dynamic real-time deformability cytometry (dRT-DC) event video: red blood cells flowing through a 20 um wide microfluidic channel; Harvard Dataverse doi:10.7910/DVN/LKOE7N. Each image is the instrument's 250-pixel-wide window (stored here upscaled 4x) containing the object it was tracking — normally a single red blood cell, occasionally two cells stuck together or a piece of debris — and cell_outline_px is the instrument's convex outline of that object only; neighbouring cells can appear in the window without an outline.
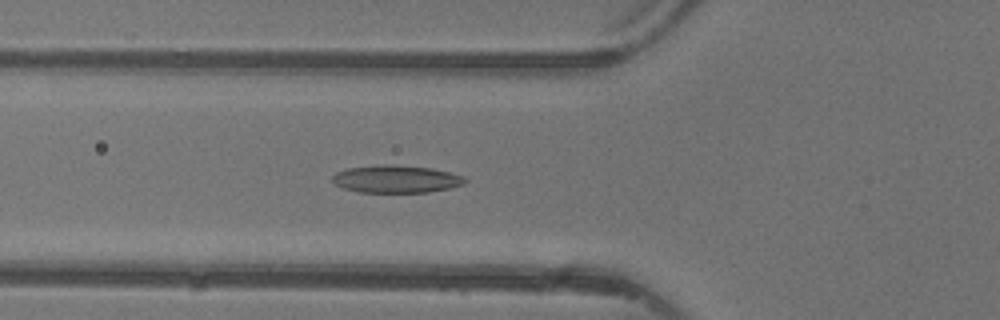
{"species": "common noctule bat (a hibernating species)", "species_latin": "Nyctalus noctula", "temperature_condition": "warm", "stored_images_in_passage": 36, "camera_frame_rate_fps": 3000, "um_per_image_px": 0.085, "animal": {"sex": "female"}, "frame": {"image": 1, "passage_image": 8, "time_ms": 2.333, "image_size_px": [1000, 320], "cell_outline_px": [[468, 180], [464, 184], [448, 188], [428, 192], [360, 192], [344, 188], [336, 184], [332, 180], [332, 176], [336, 172], [348, 168], [384, 164], [392, 164], [432, 168], [464, 176]], "centroid_in_image_um": [33.68, 15.21], "position_along_channel_um": 92.1, "area_um2": 21.21}}
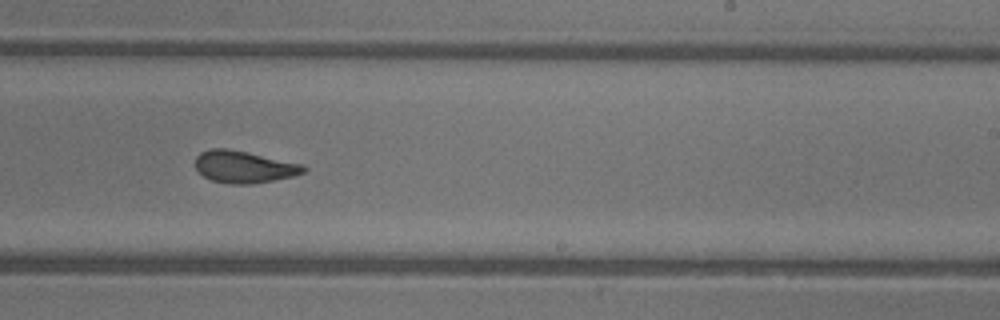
{"frame": {"image": 2, "passage_image": 20, "time_ms": 6.333, "image_size_px": [1000, 320], "cell_outline_px": [[308, 168], [304, 172], [292, 176], [272, 180], [248, 184], [232, 184], [212, 180], [204, 176], [196, 168], [196, 156], [200, 152], [212, 148], [228, 148], [300, 164]], "centroid_in_image_um": [20.7, 14.17], "position_along_channel_um": 268.3, "area_um2": 19.77}}
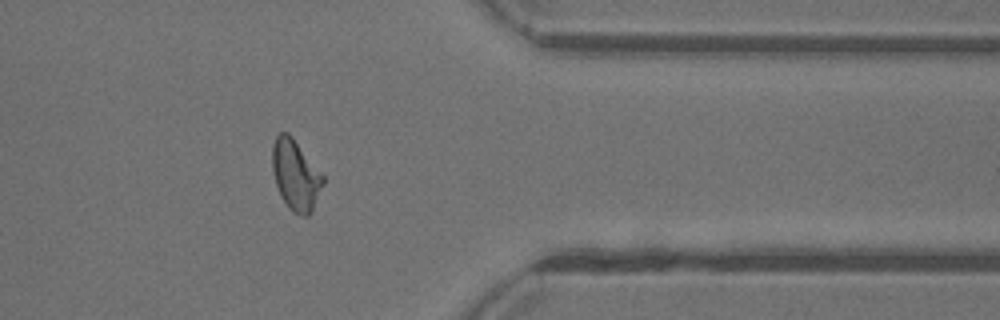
{"frame": {"image": 3, "passage_image": 29, "time_ms": 9.333, "image_size_px": [1000, 320], "cell_outline_px": [[324, 184], [312, 212], [308, 216], [300, 216], [292, 212], [288, 208], [280, 196], [272, 172], [272, 144], [276, 136], [280, 132], [288, 132], [292, 136], [324, 176]], "centroid_in_image_um": [25.12, 14.9], "position_along_channel_um": 386.3, "area_um2": 21.1}, "authors_computed_cell_mechanics": {"area_um2": 20.4612, "velocity_mm_per_s": 4.3963, "shape_relaxation_time_tau1_ms": 7.3261, "shape_relaxation_time_tau2_ms": 1.5372, "deformation_change_tau1": 0.1951, "deformation_change_tau2": 0.0791}}